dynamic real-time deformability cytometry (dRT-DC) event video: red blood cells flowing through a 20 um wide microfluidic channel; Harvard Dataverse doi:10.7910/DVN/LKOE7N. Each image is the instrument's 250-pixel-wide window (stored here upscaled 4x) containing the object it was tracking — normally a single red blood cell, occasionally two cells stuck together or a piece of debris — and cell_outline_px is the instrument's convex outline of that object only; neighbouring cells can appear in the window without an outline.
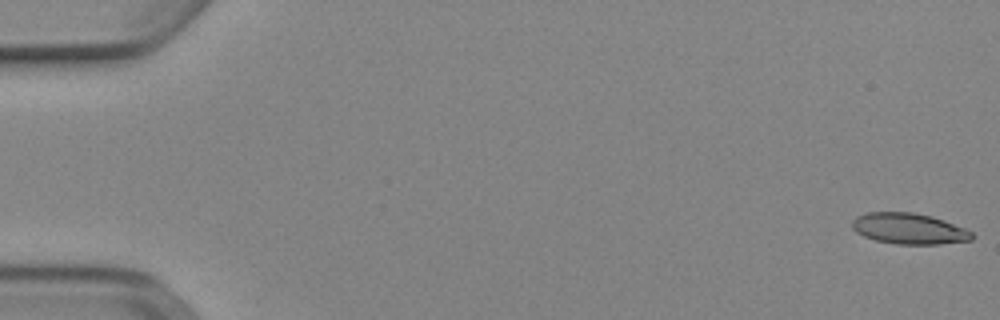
{"species": "Egyptian fruit bat (a non-hibernating species)", "species_latin": "Rousettus aegyptiacus", "temperature_condition": "cold", "stored_images_in_passage": 15, "camera_frame_rate_fps": 3000, "um_per_image_px": 0.085, "animal": {"sex": "female"}, "frame": {"image": 1, "passage_image": 1, "time_ms": 0.0, "image_size_px": [1000, 320], "cell_outline_px": [[976, 236], [972, 240], [940, 244], [896, 244], [876, 240], [864, 236], [856, 232], [852, 228], [852, 220], [856, 216], [868, 212], [912, 212], [932, 216], [964, 228], [972, 232]], "centroid_in_image_um": [77.26, 19.43], "position_along_channel_um": 7.7, "area_um2": 21.62}}
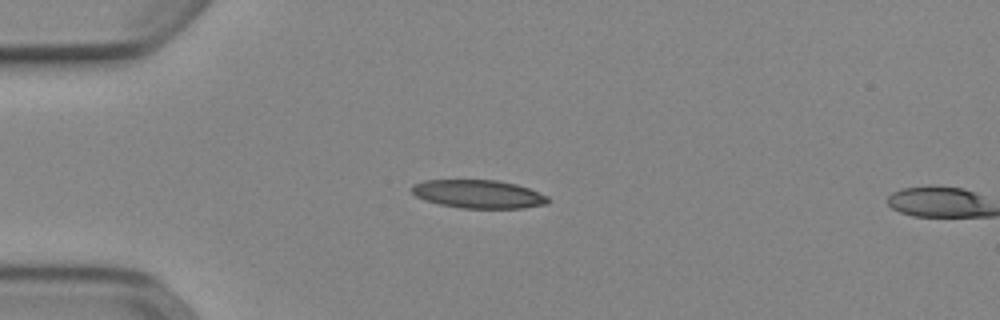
{"frame": {"image": 2, "passage_image": 14, "time_ms": 4.333, "image_size_px": [1000, 320], "cell_outline_px": [[548, 204], [524, 208], [460, 208], [440, 204], [424, 200], [416, 196], [412, 192], [412, 184], [424, 180], [500, 180], [516, 184], [528, 188], [548, 196]], "centroid_in_image_um": [40.66, 16.49], "position_along_channel_um": 44.3, "area_um2": 22.54}}